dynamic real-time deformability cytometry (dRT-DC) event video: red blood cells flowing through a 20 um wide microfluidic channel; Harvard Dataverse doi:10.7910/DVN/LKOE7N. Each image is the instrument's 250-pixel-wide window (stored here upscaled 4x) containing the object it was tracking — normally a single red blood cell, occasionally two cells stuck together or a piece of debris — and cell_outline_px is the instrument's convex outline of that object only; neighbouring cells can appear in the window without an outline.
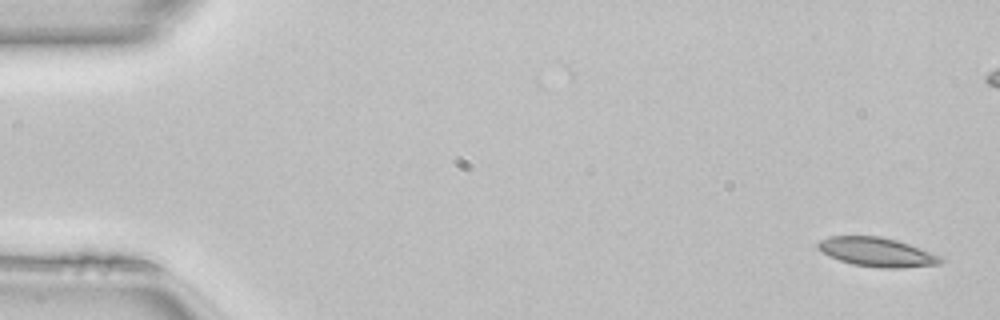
{"species": "common noctule bat (a hibernating species)", "species_latin": "Nyctalus noctula", "temperature_condition": "room temperature", "stored_images_in_passage": 50, "camera_frame_rate_fps": 3000, "um_per_image_px": 0.085, "animal": {"sex": "female", "body_mass_g": 22.7, "forearm_length_mm": 54.2}, "frame": {"image": 1, "passage_image": 1, "time_ms": 0.0, "image_size_px": [1000, 320], "cell_outline_px": [[944, 260], [940, 264], [900, 268], [880, 268], [852, 264], [840, 260], [820, 252], [816, 248], [816, 244], [820, 240], [828, 236], [880, 236], [896, 240], [908, 244], [940, 256]], "centroid_in_image_um": [74.48, 21.42], "position_along_channel_um": 10.5, "area_um2": 20.75}}
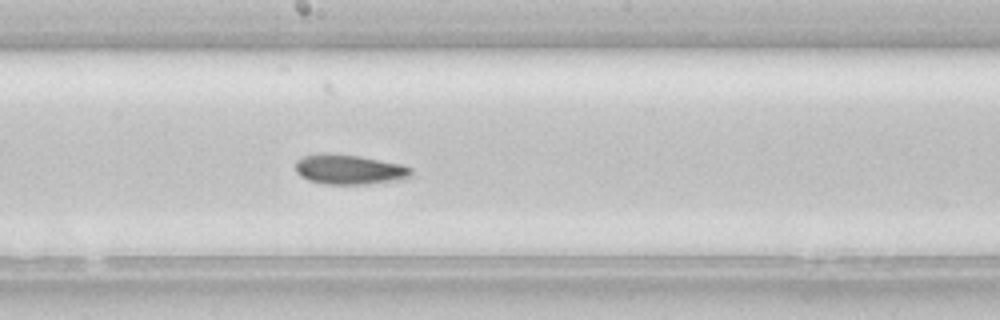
{"frame": {"image": 2, "passage_image": 26, "time_ms": 8.333, "image_size_px": [1000, 320], "cell_outline_px": [[412, 176], [404, 180], [368, 184], [324, 184], [308, 180], [300, 176], [296, 172], [296, 160], [304, 156], [324, 152], [360, 156], [400, 164], [412, 168]], "centroid_in_image_um": [29.71, 14.41], "position_along_channel_um": 218.5, "area_um2": 20.4}}
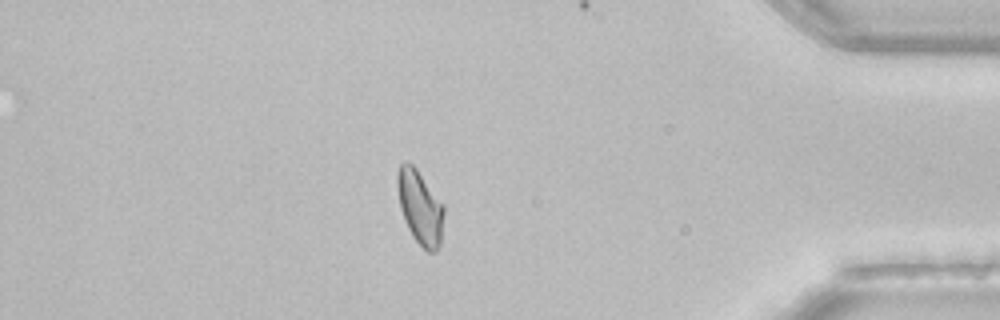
{"frame": {"image": 3, "passage_image": 42, "time_ms": 13.667, "image_size_px": [1000, 320], "cell_outline_px": [[444, 212], [440, 244], [436, 252], [428, 252], [412, 236], [404, 220], [400, 208], [396, 188], [396, 176], [400, 164], [404, 160], [408, 160], [416, 168], [444, 204]], "centroid_in_image_um": [35.68, 17.58], "position_along_channel_um": 399.5, "area_um2": 20.29}}